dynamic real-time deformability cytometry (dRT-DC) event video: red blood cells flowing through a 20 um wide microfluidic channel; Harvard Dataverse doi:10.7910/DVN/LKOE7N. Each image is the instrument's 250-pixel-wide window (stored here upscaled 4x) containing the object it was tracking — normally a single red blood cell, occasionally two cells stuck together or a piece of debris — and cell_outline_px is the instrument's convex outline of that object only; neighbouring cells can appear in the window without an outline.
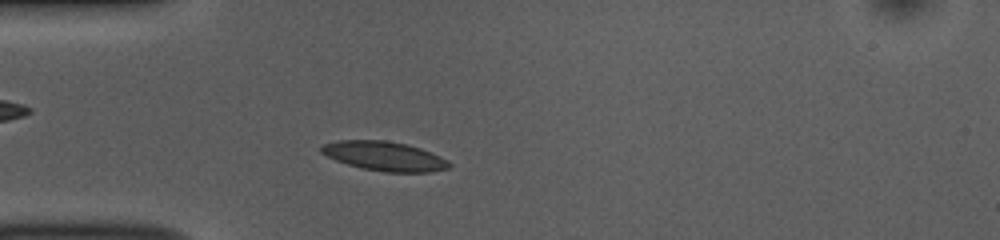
{"species": "common noctule bat (a hibernating species)", "species_latin": "Nyctalus noctula", "temperature_condition": "room temperature", "stored_images_in_passage": 45, "camera_frame_rate_fps": 3000, "um_per_image_px": 0.085, "animal": {"sex": "female", "body_mass_g": 10.0, "forearm_length_mm": 53.1}, "frame": {"image": 1, "passage_image": 7, "time_ms": 2.0, "image_size_px": [1000, 240], "cell_outline_px": [[452, 164], [448, 168], [432, 172], [388, 172], [360, 168], [336, 160], [320, 152], [320, 148], [324, 144], [340, 140], [384, 140], [408, 144], [420, 148], [440, 156], [448, 160]], "centroid_in_image_um": [32.7, 13.27], "position_along_channel_um": 52.3, "area_um2": 21.79}}
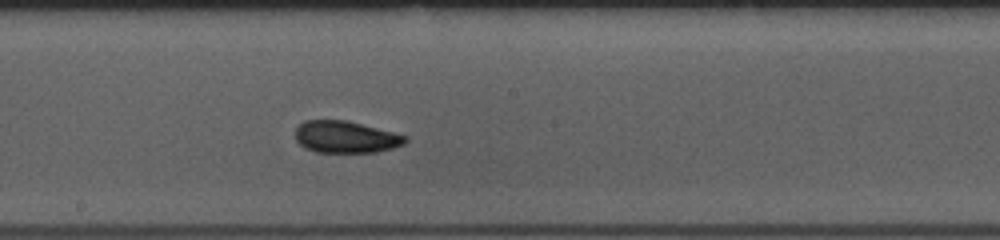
{"frame": {"image": 2, "passage_image": 21, "time_ms": 6.667, "image_size_px": [1000, 240], "cell_outline_px": [[408, 140], [404, 144], [392, 148], [376, 152], [316, 152], [304, 148], [296, 140], [296, 128], [304, 120], [348, 120], [408, 136]], "centroid_in_image_um": [29.39, 11.64], "position_along_channel_um": 218.8, "area_um2": 20.52}}
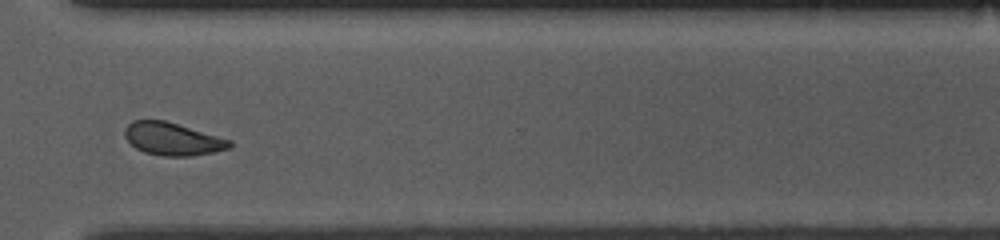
{"frame": {"image": 3, "passage_image": 32, "time_ms": 10.333, "image_size_px": [1000, 240], "cell_outline_px": [[232, 144], [228, 148], [212, 152], [192, 156], [164, 156], [144, 152], [136, 148], [124, 136], [124, 128], [132, 120], [164, 120], [232, 140]], "centroid_in_image_um": [14.64, 11.81], "position_along_channel_um": 356.0, "area_um2": 19.83}, "authors_computed_cell_mechanics": {"area_um2": 20.5768, "velocity_mm_per_s": 3.7401, "shape_relaxation_time_tau1_ms": 2.0178, "shape_relaxation_time_tau2_ms": 1.8287, "deformation_change_tau1": 0.0832, "deformation_change_tau2": 0.0509}}